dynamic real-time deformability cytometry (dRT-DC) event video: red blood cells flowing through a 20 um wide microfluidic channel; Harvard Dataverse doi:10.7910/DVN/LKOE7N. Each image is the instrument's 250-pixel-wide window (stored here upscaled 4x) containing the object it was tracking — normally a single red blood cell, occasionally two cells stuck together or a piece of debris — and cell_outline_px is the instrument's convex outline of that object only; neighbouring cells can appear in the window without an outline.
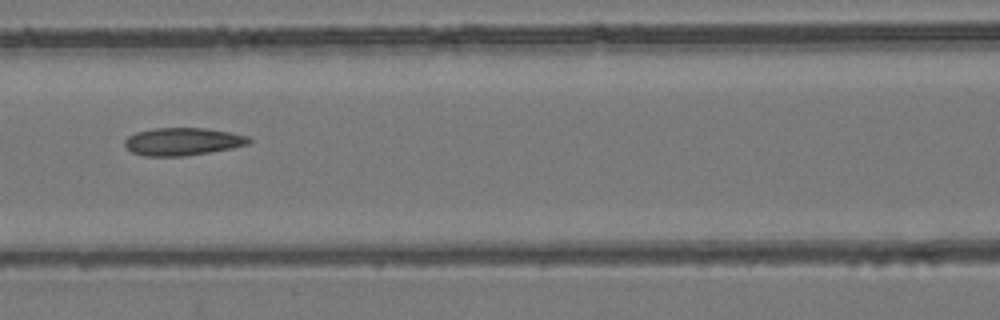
{"species": "common noctule bat (a hibernating species)", "species_latin": "Nyctalus noctula", "temperature_condition": "room temperature", "stored_images_in_passage": 3, "camera_frame_rate_fps": 3000, "um_per_image_px": 0.085, "animal": {"sex": "female", "body_mass_g": 24.6, "forearm_length_mm": 56.2}, "frame": {"image": 1, "passage_image": 3, "time_ms": 2.0, "image_size_px": [1000, 320], "cell_outline_px": [[252, 140], [248, 144], [232, 148], [184, 156], [144, 156], [132, 152], [124, 144], [124, 140], [128, 136], [136, 132], [156, 128], [204, 128], [228, 132], [248, 136]], "centroid_in_image_um": [15.51, 12.03], "position_along_channel_um": 151.1, "area_um2": 19.88}}